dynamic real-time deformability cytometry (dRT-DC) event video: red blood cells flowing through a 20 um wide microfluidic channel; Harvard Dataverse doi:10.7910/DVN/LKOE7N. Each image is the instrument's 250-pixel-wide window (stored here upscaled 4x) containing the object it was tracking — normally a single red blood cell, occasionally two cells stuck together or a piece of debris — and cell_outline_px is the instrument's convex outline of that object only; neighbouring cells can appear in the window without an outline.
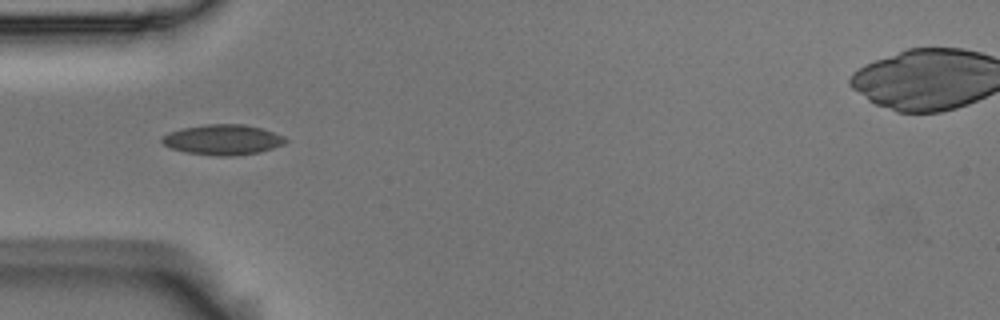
{"species": "Egyptian fruit bat (a non-hibernating species)", "species_latin": "Rousettus aegyptiacus", "temperature_condition": "room temperature", "stored_images_in_passage": 1, "camera_frame_rate_fps": 3000, "um_per_image_px": 0.085, "animal": {"sex": "male"}, "frame": {"image": 1, "passage_image": 1, "time_ms": 0.0, "image_size_px": [1000, 320], "cell_outline_px": [[288, 140], [284, 144], [260, 152], [232, 156], [220, 156], [188, 152], [172, 148], [164, 144], [160, 140], [160, 136], [168, 132], [180, 128], [204, 124], [244, 124], [260, 128], [284, 136]], "centroid_in_image_um": [18.91, 11.86], "position_along_channel_um": 66.1, "area_um2": 21.79}}